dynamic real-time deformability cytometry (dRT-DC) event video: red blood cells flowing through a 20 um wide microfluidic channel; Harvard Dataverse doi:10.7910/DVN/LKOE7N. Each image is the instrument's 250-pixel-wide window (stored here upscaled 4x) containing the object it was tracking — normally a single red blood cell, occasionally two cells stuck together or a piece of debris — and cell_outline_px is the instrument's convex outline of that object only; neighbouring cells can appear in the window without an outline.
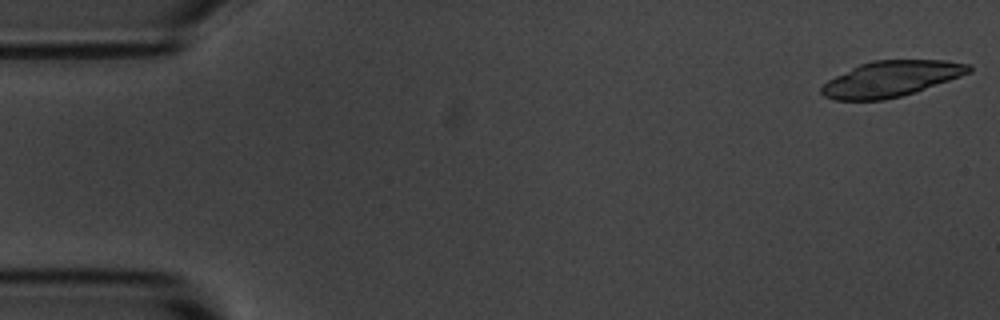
{"species": "common noctule bat (a hibernating species)", "species_latin": "Nyctalus noctula", "temperature_condition": "room temperature", "stored_images_in_passage": 6, "camera_frame_rate_fps": 3000, "um_per_image_px": 0.085, "animal": {"sex": "male", "body_mass_g": 20.1, "forearm_length_mm": 53.5}, "frame": {"image": 1, "passage_image": 1, "time_ms": 0.0, "image_size_px": [1000, 320], "cell_outline_px": [[972, 72], [916, 92], [884, 100], [836, 100], [824, 96], [820, 92], [820, 88], [828, 80], [860, 64], [872, 60], [944, 60], [972, 64]], "centroid_in_image_um": [75.78, 6.7], "position_along_channel_um": 9.2, "area_um2": 30.63}}